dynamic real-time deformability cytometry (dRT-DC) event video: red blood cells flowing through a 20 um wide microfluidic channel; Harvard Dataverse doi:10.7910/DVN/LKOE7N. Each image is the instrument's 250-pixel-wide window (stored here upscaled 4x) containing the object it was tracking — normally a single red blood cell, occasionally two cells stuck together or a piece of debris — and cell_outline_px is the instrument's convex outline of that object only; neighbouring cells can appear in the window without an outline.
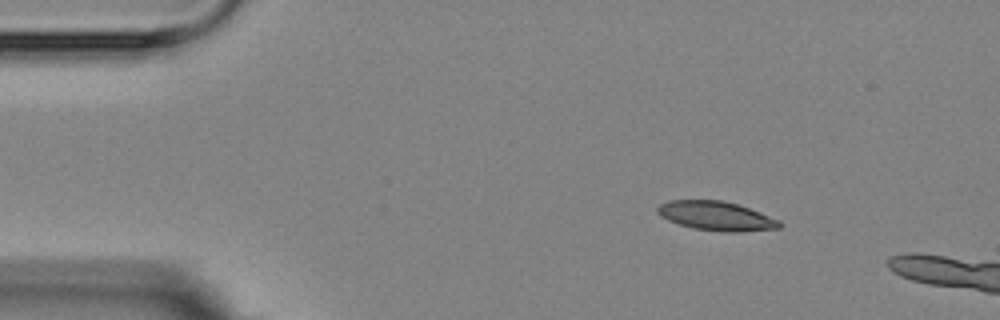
{"species": "Egyptian fruit bat (a non-hibernating species)", "species_latin": "Rousettus aegyptiacus", "temperature_condition": "room temperature", "stored_images_in_passage": 3, "camera_frame_rate_fps": 3000, "um_per_image_px": 0.085, "animal": {"sex": "female"}, "frame": {"image": 1, "passage_image": 3, "time_ms": 6.0, "image_size_px": [1000, 320], "cell_outline_px": [[784, 224], [780, 228], [740, 232], [728, 232], [692, 228], [668, 220], [660, 216], [656, 212], [656, 208], [660, 204], [668, 200], [724, 200], [760, 212], [780, 220]], "centroid_in_image_um": [60.89, 18.35], "position_along_channel_um": 24.1, "area_um2": 20.81}}